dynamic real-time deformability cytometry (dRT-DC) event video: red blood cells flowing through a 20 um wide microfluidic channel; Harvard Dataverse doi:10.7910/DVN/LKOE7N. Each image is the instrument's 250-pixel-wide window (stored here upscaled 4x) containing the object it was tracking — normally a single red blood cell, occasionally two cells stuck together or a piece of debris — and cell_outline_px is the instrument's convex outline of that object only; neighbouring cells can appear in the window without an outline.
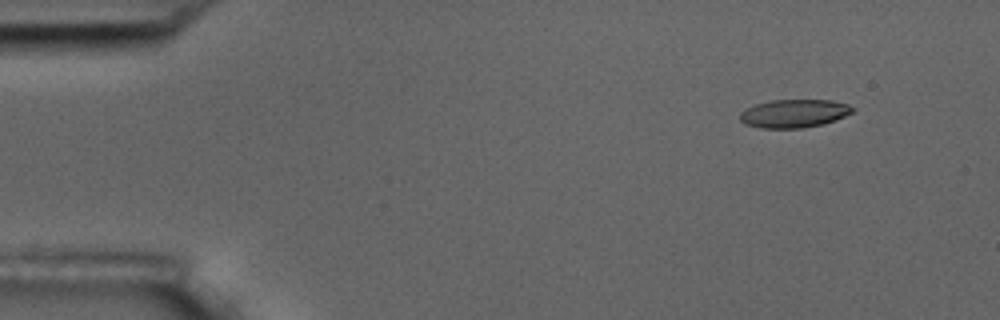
{"species": "common noctule bat (a hibernating species)", "species_latin": "Nyctalus noctula", "temperature_condition": "room temperature", "stored_images_in_passage": 4, "camera_frame_rate_fps": 3000, "um_per_image_px": 0.085, "animal": {"sex": "male", "body_mass_g": 17.5, "forearm_length_mm": 52.3}, "frame": {"image": 1, "passage_image": 1, "time_ms": 0.0, "image_size_px": [1000, 320], "cell_outline_px": [[856, 108], [852, 112], [836, 120], [824, 124], [804, 128], [760, 128], [744, 124], [740, 120], [740, 112], [756, 104], [772, 100], [832, 100], [848, 104]], "centroid_in_image_um": [67.51, 9.65], "position_along_channel_um": 17.5, "area_um2": 18.61}}
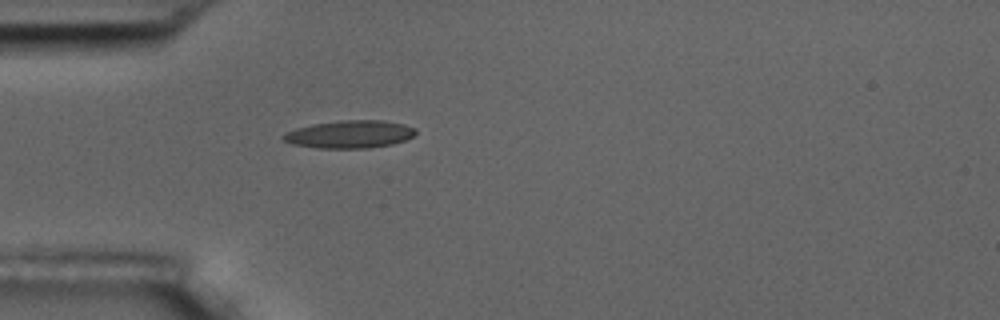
{"frame": {"image": 2, "passage_image": 4, "time_ms": 3.667, "image_size_px": [1000, 320], "cell_outline_px": [[416, 132], [412, 136], [404, 140], [392, 144], [368, 148], [316, 148], [292, 144], [284, 140], [280, 136], [284, 132], [296, 128], [312, 124], [340, 120], [384, 120], [404, 124], [416, 128]], "centroid_in_image_um": [29.69, 11.4], "position_along_channel_um": 55.3, "area_um2": 21.5}}